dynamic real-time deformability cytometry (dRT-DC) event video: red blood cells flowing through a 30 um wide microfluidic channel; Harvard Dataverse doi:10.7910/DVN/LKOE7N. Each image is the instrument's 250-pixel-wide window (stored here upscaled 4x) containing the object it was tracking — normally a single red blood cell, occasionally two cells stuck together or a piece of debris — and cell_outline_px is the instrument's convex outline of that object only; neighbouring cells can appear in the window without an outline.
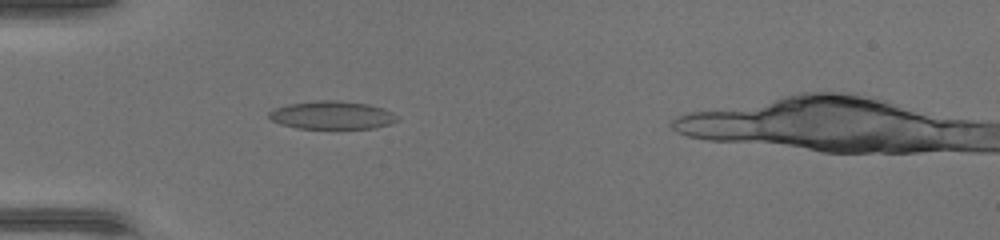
{"species": "common noctule bat (a hibernating species)", "species_latin": "Nyctalus noctula", "temperature_condition": "warm", "stored_images_in_passage": 40, "camera_frame_rate_fps": 3000, "um_per_image_px": 0.085, "animal": {"sex": "female", "body_mass_g": 17.0, "forearm_length_mm": 48.0}, "frame": {"image": 1, "passage_image": 14, "time_ms": 4.333, "image_size_px": [1000, 240], "cell_outline_px": [[400, 120], [392, 124], [376, 128], [296, 128], [280, 124], [272, 120], [268, 116], [268, 112], [276, 108], [288, 104], [316, 100], [336, 100], [368, 104], [384, 108], [400, 116]], "centroid_in_image_um": [28.28, 9.79], "position_along_channel_um": 56.7, "area_um2": 21.21}}
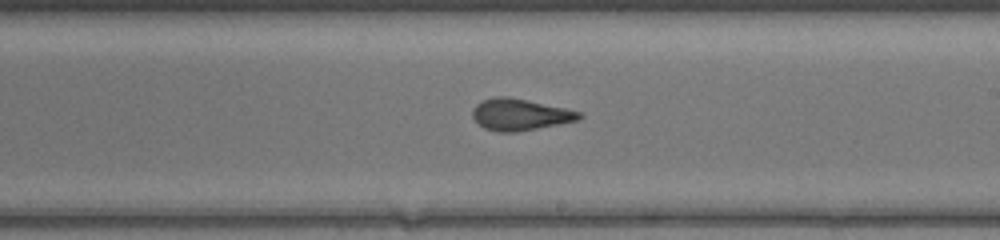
{"frame": {"image": 2, "passage_image": 27, "time_ms": 8.667, "image_size_px": [1000, 240], "cell_outline_px": [[584, 116], [576, 120], [516, 132], [496, 132], [484, 128], [472, 116], [472, 108], [476, 104], [484, 100], [496, 96], [508, 96], [564, 108], [580, 112]], "centroid_in_image_um": [44.15, 9.73], "position_along_channel_um": 244.9, "area_um2": 19.31}}
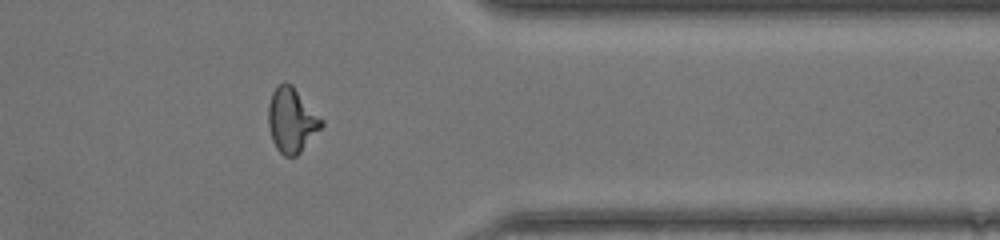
{"frame": {"image": 3, "passage_image": 37, "time_ms": 12.0, "image_size_px": [1000, 240], "cell_outline_px": [[324, 124], [300, 152], [296, 156], [284, 156], [276, 148], [272, 140], [268, 124], [268, 104], [272, 92], [284, 80], [292, 84], [324, 120]], "centroid_in_image_um": [24.79, 10.19], "position_along_channel_um": 386.6, "area_um2": 20.06}}